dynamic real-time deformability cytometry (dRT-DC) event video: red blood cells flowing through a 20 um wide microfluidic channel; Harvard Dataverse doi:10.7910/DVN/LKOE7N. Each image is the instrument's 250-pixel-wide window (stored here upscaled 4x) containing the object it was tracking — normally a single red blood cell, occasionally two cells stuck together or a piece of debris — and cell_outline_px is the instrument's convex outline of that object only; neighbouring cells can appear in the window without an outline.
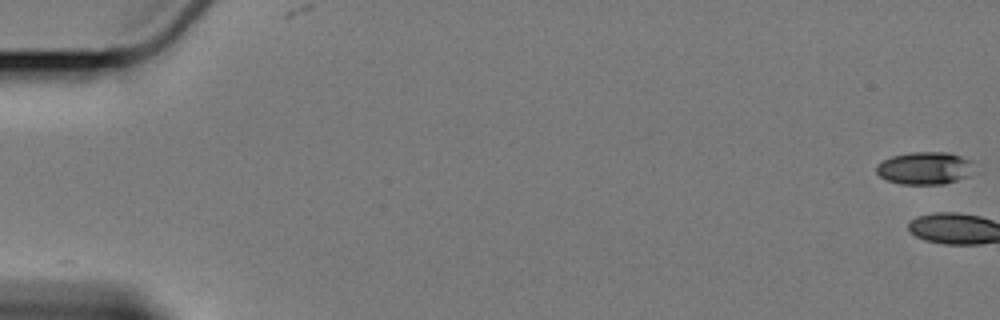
{"species": "Egyptian fruit bat (a non-hibernating species)", "species_latin": "Rousettus aegyptiacus", "temperature_condition": "cold", "stored_images_in_passage": 7, "camera_frame_rate_fps": 3000, "um_per_image_px": 0.085, "animal": {"sex": "female"}, "frame": {"image": 1, "passage_image": 1, "time_ms": 0.0, "image_size_px": [1000, 320], "cell_outline_px": [[972, 160], [968, 176], [944, 184], [900, 184], [888, 180], [880, 176], [876, 172], [876, 164], [892, 156], [912, 152], [948, 152]], "centroid_in_image_um": [78.56, 14.29], "position_along_channel_um": 6.4, "area_um2": 18.32}}